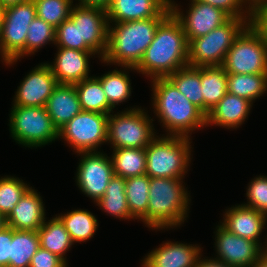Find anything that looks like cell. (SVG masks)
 <instances>
[{
    "mask_svg": "<svg viewBox=\"0 0 267 267\" xmlns=\"http://www.w3.org/2000/svg\"><path fill=\"white\" fill-rule=\"evenodd\" d=\"M29 188L30 185L18 177L3 176L0 178V213L5 218Z\"/></svg>",
    "mask_w": 267,
    "mask_h": 267,
    "instance_id": "obj_35",
    "label": "cell"
},
{
    "mask_svg": "<svg viewBox=\"0 0 267 267\" xmlns=\"http://www.w3.org/2000/svg\"><path fill=\"white\" fill-rule=\"evenodd\" d=\"M201 87L207 116L228 92L225 69L222 66L201 67Z\"/></svg>",
    "mask_w": 267,
    "mask_h": 267,
    "instance_id": "obj_25",
    "label": "cell"
},
{
    "mask_svg": "<svg viewBox=\"0 0 267 267\" xmlns=\"http://www.w3.org/2000/svg\"><path fill=\"white\" fill-rule=\"evenodd\" d=\"M9 130L19 145L38 148L58 138V130L52 123L46 108L15 106L9 114Z\"/></svg>",
    "mask_w": 267,
    "mask_h": 267,
    "instance_id": "obj_8",
    "label": "cell"
},
{
    "mask_svg": "<svg viewBox=\"0 0 267 267\" xmlns=\"http://www.w3.org/2000/svg\"><path fill=\"white\" fill-rule=\"evenodd\" d=\"M64 224L73 243L86 242L91 239L98 228V220L87 209H74L57 216Z\"/></svg>",
    "mask_w": 267,
    "mask_h": 267,
    "instance_id": "obj_29",
    "label": "cell"
},
{
    "mask_svg": "<svg viewBox=\"0 0 267 267\" xmlns=\"http://www.w3.org/2000/svg\"><path fill=\"white\" fill-rule=\"evenodd\" d=\"M190 2L186 14L174 1L170 4L171 13L180 22L188 43L192 39L208 34L231 18L223 10L209 4Z\"/></svg>",
    "mask_w": 267,
    "mask_h": 267,
    "instance_id": "obj_15",
    "label": "cell"
},
{
    "mask_svg": "<svg viewBox=\"0 0 267 267\" xmlns=\"http://www.w3.org/2000/svg\"><path fill=\"white\" fill-rule=\"evenodd\" d=\"M99 209L119 219H135L130 211L125 193V178L114 175L105 194L95 203Z\"/></svg>",
    "mask_w": 267,
    "mask_h": 267,
    "instance_id": "obj_27",
    "label": "cell"
},
{
    "mask_svg": "<svg viewBox=\"0 0 267 267\" xmlns=\"http://www.w3.org/2000/svg\"><path fill=\"white\" fill-rule=\"evenodd\" d=\"M45 211L42 197L30 187L6 217V226L15 230L38 231L46 220Z\"/></svg>",
    "mask_w": 267,
    "mask_h": 267,
    "instance_id": "obj_21",
    "label": "cell"
},
{
    "mask_svg": "<svg viewBox=\"0 0 267 267\" xmlns=\"http://www.w3.org/2000/svg\"><path fill=\"white\" fill-rule=\"evenodd\" d=\"M81 109L84 111L110 114L113 108L109 105L101 82L94 76L74 84Z\"/></svg>",
    "mask_w": 267,
    "mask_h": 267,
    "instance_id": "obj_30",
    "label": "cell"
},
{
    "mask_svg": "<svg viewBox=\"0 0 267 267\" xmlns=\"http://www.w3.org/2000/svg\"><path fill=\"white\" fill-rule=\"evenodd\" d=\"M188 45L180 22L170 13L157 27L153 41L135 70L151 80L167 78L188 66Z\"/></svg>",
    "mask_w": 267,
    "mask_h": 267,
    "instance_id": "obj_1",
    "label": "cell"
},
{
    "mask_svg": "<svg viewBox=\"0 0 267 267\" xmlns=\"http://www.w3.org/2000/svg\"><path fill=\"white\" fill-rule=\"evenodd\" d=\"M190 140L181 136H156L145 148L146 174L150 178L183 179L192 159Z\"/></svg>",
    "mask_w": 267,
    "mask_h": 267,
    "instance_id": "obj_5",
    "label": "cell"
},
{
    "mask_svg": "<svg viewBox=\"0 0 267 267\" xmlns=\"http://www.w3.org/2000/svg\"><path fill=\"white\" fill-rule=\"evenodd\" d=\"M37 17L57 28L70 18L73 0H33Z\"/></svg>",
    "mask_w": 267,
    "mask_h": 267,
    "instance_id": "obj_36",
    "label": "cell"
},
{
    "mask_svg": "<svg viewBox=\"0 0 267 267\" xmlns=\"http://www.w3.org/2000/svg\"><path fill=\"white\" fill-rule=\"evenodd\" d=\"M78 24L79 50L93 51L101 59L108 46V18L105 8L73 5L70 18Z\"/></svg>",
    "mask_w": 267,
    "mask_h": 267,
    "instance_id": "obj_12",
    "label": "cell"
},
{
    "mask_svg": "<svg viewBox=\"0 0 267 267\" xmlns=\"http://www.w3.org/2000/svg\"><path fill=\"white\" fill-rule=\"evenodd\" d=\"M55 45L79 50L78 24H74L70 19L60 24L55 31Z\"/></svg>",
    "mask_w": 267,
    "mask_h": 267,
    "instance_id": "obj_40",
    "label": "cell"
},
{
    "mask_svg": "<svg viewBox=\"0 0 267 267\" xmlns=\"http://www.w3.org/2000/svg\"><path fill=\"white\" fill-rule=\"evenodd\" d=\"M45 108L59 131L82 111L74 84H58L47 100Z\"/></svg>",
    "mask_w": 267,
    "mask_h": 267,
    "instance_id": "obj_23",
    "label": "cell"
},
{
    "mask_svg": "<svg viewBox=\"0 0 267 267\" xmlns=\"http://www.w3.org/2000/svg\"><path fill=\"white\" fill-rule=\"evenodd\" d=\"M122 68V71L121 68L120 70L114 69L101 75V77L95 76L101 82L108 103L113 109L131 96V80L128 75L129 72L125 70L134 71L135 67L122 66Z\"/></svg>",
    "mask_w": 267,
    "mask_h": 267,
    "instance_id": "obj_28",
    "label": "cell"
},
{
    "mask_svg": "<svg viewBox=\"0 0 267 267\" xmlns=\"http://www.w3.org/2000/svg\"><path fill=\"white\" fill-rule=\"evenodd\" d=\"M183 183L179 178H150L147 213L140 220L159 231L184 224L191 199Z\"/></svg>",
    "mask_w": 267,
    "mask_h": 267,
    "instance_id": "obj_3",
    "label": "cell"
},
{
    "mask_svg": "<svg viewBox=\"0 0 267 267\" xmlns=\"http://www.w3.org/2000/svg\"><path fill=\"white\" fill-rule=\"evenodd\" d=\"M184 96L204 113L201 67L186 66L167 77Z\"/></svg>",
    "mask_w": 267,
    "mask_h": 267,
    "instance_id": "obj_32",
    "label": "cell"
},
{
    "mask_svg": "<svg viewBox=\"0 0 267 267\" xmlns=\"http://www.w3.org/2000/svg\"><path fill=\"white\" fill-rule=\"evenodd\" d=\"M38 236L42 248L58 255L67 263L65 254L70 251L69 249L74 243L57 215L48 221H44L38 229Z\"/></svg>",
    "mask_w": 267,
    "mask_h": 267,
    "instance_id": "obj_24",
    "label": "cell"
},
{
    "mask_svg": "<svg viewBox=\"0 0 267 267\" xmlns=\"http://www.w3.org/2000/svg\"><path fill=\"white\" fill-rule=\"evenodd\" d=\"M4 9L5 8L0 5V32H1L2 22H3Z\"/></svg>",
    "mask_w": 267,
    "mask_h": 267,
    "instance_id": "obj_50",
    "label": "cell"
},
{
    "mask_svg": "<svg viewBox=\"0 0 267 267\" xmlns=\"http://www.w3.org/2000/svg\"><path fill=\"white\" fill-rule=\"evenodd\" d=\"M39 247L38 231L12 229L8 267H29L31 259Z\"/></svg>",
    "mask_w": 267,
    "mask_h": 267,
    "instance_id": "obj_31",
    "label": "cell"
},
{
    "mask_svg": "<svg viewBox=\"0 0 267 267\" xmlns=\"http://www.w3.org/2000/svg\"><path fill=\"white\" fill-rule=\"evenodd\" d=\"M76 173L78 188L96 203L114 177L111 157L101 151L82 152Z\"/></svg>",
    "mask_w": 267,
    "mask_h": 267,
    "instance_id": "obj_13",
    "label": "cell"
},
{
    "mask_svg": "<svg viewBox=\"0 0 267 267\" xmlns=\"http://www.w3.org/2000/svg\"><path fill=\"white\" fill-rule=\"evenodd\" d=\"M209 4L227 13L231 18L252 19V7L245 0H191ZM245 6V7H244ZM245 8V10L243 9Z\"/></svg>",
    "mask_w": 267,
    "mask_h": 267,
    "instance_id": "obj_39",
    "label": "cell"
},
{
    "mask_svg": "<svg viewBox=\"0 0 267 267\" xmlns=\"http://www.w3.org/2000/svg\"><path fill=\"white\" fill-rule=\"evenodd\" d=\"M29 0H0V5L4 8L11 6V5H15L18 3H23V2H27Z\"/></svg>",
    "mask_w": 267,
    "mask_h": 267,
    "instance_id": "obj_47",
    "label": "cell"
},
{
    "mask_svg": "<svg viewBox=\"0 0 267 267\" xmlns=\"http://www.w3.org/2000/svg\"><path fill=\"white\" fill-rule=\"evenodd\" d=\"M201 257L202 255L199 257L196 267H232L231 265H228L222 261H218L213 257L210 259H205V257L204 259H201Z\"/></svg>",
    "mask_w": 267,
    "mask_h": 267,
    "instance_id": "obj_44",
    "label": "cell"
},
{
    "mask_svg": "<svg viewBox=\"0 0 267 267\" xmlns=\"http://www.w3.org/2000/svg\"><path fill=\"white\" fill-rule=\"evenodd\" d=\"M57 85V79L48 63H41L35 66L21 81L15 92L13 105L45 107Z\"/></svg>",
    "mask_w": 267,
    "mask_h": 267,
    "instance_id": "obj_16",
    "label": "cell"
},
{
    "mask_svg": "<svg viewBox=\"0 0 267 267\" xmlns=\"http://www.w3.org/2000/svg\"><path fill=\"white\" fill-rule=\"evenodd\" d=\"M66 263L58 255L42 248H38L37 252L33 255L29 267H67Z\"/></svg>",
    "mask_w": 267,
    "mask_h": 267,
    "instance_id": "obj_41",
    "label": "cell"
},
{
    "mask_svg": "<svg viewBox=\"0 0 267 267\" xmlns=\"http://www.w3.org/2000/svg\"><path fill=\"white\" fill-rule=\"evenodd\" d=\"M6 226V218L0 213V230Z\"/></svg>",
    "mask_w": 267,
    "mask_h": 267,
    "instance_id": "obj_49",
    "label": "cell"
},
{
    "mask_svg": "<svg viewBox=\"0 0 267 267\" xmlns=\"http://www.w3.org/2000/svg\"><path fill=\"white\" fill-rule=\"evenodd\" d=\"M252 105L251 101L227 92L206 116V125L236 129L248 118Z\"/></svg>",
    "mask_w": 267,
    "mask_h": 267,
    "instance_id": "obj_22",
    "label": "cell"
},
{
    "mask_svg": "<svg viewBox=\"0 0 267 267\" xmlns=\"http://www.w3.org/2000/svg\"><path fill=\"white\" fill-rule=\"evenodd\" d=\"M222 67L227 74H267V44L252 24L235 39Z\"/></svg>",
    "mask_w": 267,
    "mask_h": 267,
    "instance_id": "obj_10",
    "label": "cell"
},
{
    "mask_svg": "<svg viewBox=\"0 0 267 267\" xmlns=\"http://www.w3.org/2000/svg\"><path fill=\"white\" fill-rule=\"evenodd\" d=\"M215 233V248L217 256L214 258L232 267H254L266 247L256 241L239 237L217 225Z\"/></svg>",
    "mask_w": 267,
    "mask_h": 267,
    "instance_id": "obj_14",
    "label": "cell"
},
{
    "mask_svg": "<svg viewBox=\"0 0 267 267\" xmlns=\"http://www.w3.org/2000/svg\"><path fill=\"white\" fill-rule=\"evenodd\" d=\"M254 267H267V250L260 255Z\"/></svg>",
    "mask_w": 267,
    "mask_h": 267,
    "instance_id": "obj_46",
    "label": "cell"
},
{
    "mask_svg": "<svg viewBox=\"0 0 267 267\" xmlns=\"http://www.w3.org/2000/svg\"><path fill=\"white\" fill-rule=\"evenodd\" d=\"M251 20L230 18L208 34L192 39L188 45V66H222L227 51Z\"/></svg>",
    "mask_w": 267,
    "mask_h": 267,
    "instance_id": "obj_6",
    "label": "cell"
},
{
    "mask_svg": "<svg viewBox=\"0 0 267 267\" xmlns=\"http://www.w3.org/2000/svg\"><path fill=\"white\" fill-rule=\"evenodd\" d=\"M246 192L247 203L244 205L267 216V176L260 175L252 179Z\"/></svg>",
    "mask_w": 267,
    "mask_h": 267,
    "instance_id": "obj_38",
    "label": "cell"
},
{
    "mask_svg": "<svg viewBox=\"0 0 267 267\" xmlns=\"http://www.w3.org/2000/svg\"><path fill=\"white\" fill-rule=\"evenodd\" d=\"M12 241V228L5 226L0 230V267L9 266V256Z\"/></svg>",
    "mask_w": 267,
    "mask_h": 267,
    "instance_id": "obj_43",
    "label": "cell"
},
{
    "mask_svg": "<svg viewBox=\"0 0 267 267\" xmlns=\"http://www.w3.org/2000/svg\"><path fill=\"white\" fill-rule=\"evenodd\" d=\"M153 80V81H152ZM152 105L169 136L190 138L193 131L206 127V115L189 101L168 78L152 79ZM190 133V134H189Z\"/></svg>",
    "mask_w": 267,
    "mask_h": 267,
    "instance_id": "obj_2",
    "label": "cell"
},
{
    "mask_svg": "<svg viewBox=\"0 0 267 267\" xmlns=\"http://www.w3.org/2000/svg\"><path fill=\"white\" fill-rule=\"evenodd\" d=\"M112 153L111 160L116 176L127 179L146 174L145 148H116Z\"/></svg>",
    "mask_w": 267,
    "mask_h": 267,
    "instance_id": "obj_26",
    "label": "cell"
},
{
    "mask_svg": "<svg viewBox=\"0 0 267 267\" xmlns=\"http://www.w3.org/2000/svg\"><path fill=\"white\" fill-rule=\"evenodd\" d=\"M223 222L220 224L235 235L256 241L259 244L263 229L267 223V216L244 204L226 209ZM260 238V239H259Z\"/></svg>",
    "mask_w": 267,
    "mask_h": 267,
    "instance_id": "obj_20",
    "label": "cell"
},
{
    "mask_svg": "<svg viewBox=\"0 0 267 267\" xmlns=\"http://www.w3.org/2000/svg\"><path fill=\"white\" fill-rule=\"evenodd\" d=\"M150 177L147 174L125 179V193L129 211L135 219L146 213L149 201Z\"/></svg>",
    "mask_w": 267,
    "mask_h": 267,
    "instance_id": "obj_34",
    "label": "cell"
},
{
    "mask_svg": "<svg viewBox=\"0 0 267 267\" xmlns=\"http://www.w3.org/2000/svg\"><path fill=\"white\" fill-rule=\"evenodd\" d=\"M56 58L48 63L58 84H75L90 78L89 58L95 56L93 51L57 47Z\"/></svg>",
    "mask_w": 267,
    "mask_h": 267,
    "instance_id": "obj_18",
    "label": "cell"
},
{
    "mask_svg": "<svg viewBox=\"0 0 267 267\" xmlns=\"http://www.w3.org/2000/svg\"><path fill=\"white\" fill-rule=\"evenodd\" d=\"M253 27L262 35L267 44V4L262 2L260 5L252 8Z\"/></svg>",
    "mask_w": 267,
    "mask_h": 267,
    "instance_id": "obj_42",
    "label": "cell"
},
{
    "mask_svg": "<svg viewBox=\"0 0 267 267\" xmlns=\"http://www.w3.org/2000/svg\"><path fill=\"white\" fill-rule=\"evenodd\" d=\"M37 16L33 0L8 6L4 9L0 32L1 61L12 66L25 56L28 27Z\"/></svg>",
    "mask_w": 267,
    "mask_h": 267,
    "instance_id": "obj_9",
    "label": "cell"
},
{
    "mask_svg": "<svg viewBox=\"0 0 267 267\" xmlns=\"http://www.w3.org/2000/svg\"><path fill=\"white\" fill-rule=\"evenodd\" d=\"M166 17L109 24L107 51L101 61L107 65L136 67L153 41L157 27Z\"/></svg>",
    "mask_w": 267,
    "mask_h": 267,
    "instance_id": "obj_4",
    "label": "cell"
},
{
    "mask_svg": "<svg viewBox=\"0 0 267 267\" xmlns=\"http://www.w3.org/2000/svg\"><path fill=\"white\" fill-rule=\"evenodd\" d=\"M173 0H111L106 8L108 24L168 16Z\"/></svg>",
    "mask_w": 267,
    "mask_h": 267,
    "instance_id": "obj_17",
    "label": "cell"
},
{
    "mask_svg": "<svg viewBox=\"0 0 267 267\" xmlns=\"http://www.w3.org/2000/svg\"><path fill=\"white\" fill-rule=\"evenodd\" d=\"M201 248L180 242H165L151 250L143 261L142 267H196Z\"/></svg>",
    "mask_w": 267,
    "mask_h": 267,
    "instance_id": "obj_19",
    "label": "cell"
},
{
    "mask_svg": "<svg viewBox=\"0 0 267 267\" xmlns=\"http://www.w3.org/2000/svg\"><path fill=\"white\" fill-rule=\"evenodd\" d=\"M78 5L82 6H95V7H102V8H107L111 0H78Z\"/></svg>",
    "mask_w": 267,
    "mask_h": 267,
    "instance_id": "obj_45",
    "label": "cell"
},
{
    "mask_svg": "<svg viewBox=\"0 0 267 267\" xmlns=\"http://www.w3.org/2000/svg\"><path fill=\"white\" fill-rule=\"evenodd\" d=\"M227 89L253 103L267 91V74H227Z\"/></svg>",
    "mask_w": 267,
    "mask_h": 267,
    "instance_id": "obj_33",
    "label": "cell"
},
{
    "mask_svg": "<svg viewBox=\"0 0 267 267\" xmlns=\"http://www.w3.org/2000/svg\"><path fill=\"white\" fill-rule=\"evenodd\" d=\"M110 113L107 120V142L112 149L146 148L157 136L153 118L145 109L134 107L126 111ZM155 133V134H154Z\"/></svg>",
    "mask_w": 267,
    "mask_h": 267,
    "instance_id": "obj_7",
    "label": "cell"
},
{
    "mask_svg": "<svg viewBox=\"0 0 267 267\" xmlns=\"http://www.w3.org/2000/svg\"><path fill=\"white\" fill-rule=\"evenodd\" d=\"M249 5L250 7H255V6H258L260 5L264 0H245Z\"/></svg>",
    "mask_w": 267,
    "mask_h": 267,
    "instance_id": "obj_48",
    "label": "cell"
},
{
    "mask_svg": "<svg viewBox=\"0 0 267 267\" xmlns=\"http://www.w3.org/2000/svg\"><path fill=\"white\" fill-rule=\"evenodd\" d=\"M108 116L82 110L58 131V138H63L75 153L96 152L107 142Z\"/></svg>",
    "mask_w": 267,
    "mask_h": 267,
    "instance_id": "obj_11",
    "label": "cell"
},
{
    "mask_svg": "<svg viewBox=\"0 0 267 267\" xmlns=\"http://www.w3.org/2000/svg\"><path fill=\"white\" fill-rule=\"evenodd\" d=\"M55 31L56 28L36 16L28 27L25 41V56L35 54V52L51 41L55 45Z\"/></svg>",
    "mask_w": 267,
    "mask_h": 267,
    "instance_id": "obj_37",
    "label": "cell"
}]
</instances>
